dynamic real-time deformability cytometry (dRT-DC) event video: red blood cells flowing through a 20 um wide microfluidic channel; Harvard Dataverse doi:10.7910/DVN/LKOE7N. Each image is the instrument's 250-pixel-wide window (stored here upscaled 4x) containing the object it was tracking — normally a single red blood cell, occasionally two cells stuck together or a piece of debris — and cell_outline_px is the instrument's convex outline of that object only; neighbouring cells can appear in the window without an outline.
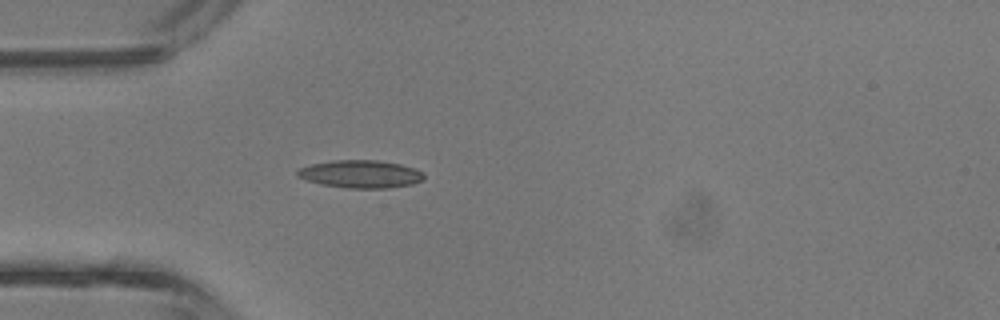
{"species": "common noctule bat (a hibernating species)", "species_latin": "Nyctalus noctula", "temperature_condition": "room temperature", "stored_images_in_passage": 32, "camera_frame_rate_fps": 3000, "um_per_image_px": 0.085, "animal": {"sex": "male", "body_mass_g": 13.3}, "frame": {"image": 1, "passage_image": 8, "time_ms": 2.333, "image_size_px": [1000, 320], "cell_outline_px": [[424, 180], [412, 184], [388, 188], [344, 188], [320, 184], [296, 176], [296, 172], [300, 168], [312, 164], [332, 160], [376, 160], [400, 164], [424, 172]], "centroid_in_image_um": [30.65, 14.8], "position_along_channel_um": 54.3, "area_um2": 20.46}}
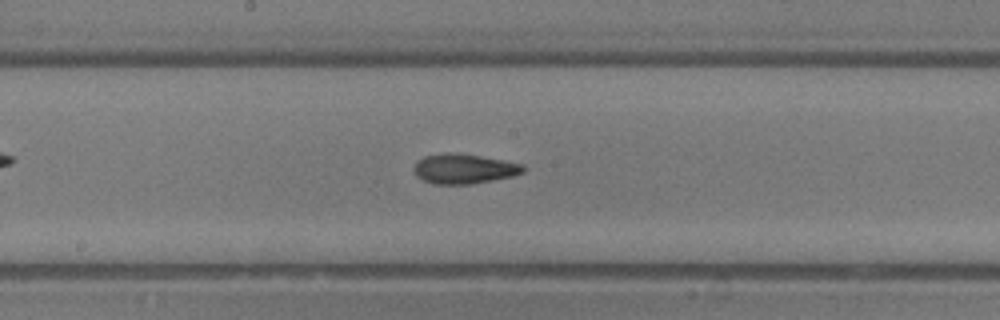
{"frame": {"image": 2, "passage_image": 18, "time_ms": 5.667, "image_size_px": [1000, 320], "cell_outline_px": [[524, 172], [512, 176], [472, 184], [432, 184], [416, 176], [412, 168], [416, 160], [424, 156], [448, 152], [452, 152], [480, 156], [524, 164]], "centroid_in_image_um": [39.39, 14.34], "position_along_channel_um": 208.8, "area_um2": 19.07}}
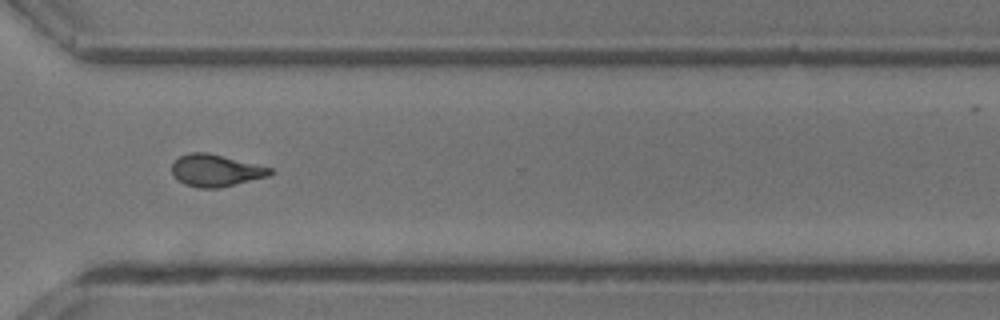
{"frame": {"image": 3, "passage_image": 27, "time_ms": 8.667, "image_size_px": [1000, 320], "cell_outline_px": [[272, 172], [268, 176], [220, 188], [200, 188], [184, 184], [176, 180], [172, 172], [172, 164], [180, 156], [188, 152], [208, 152], [272, 168]], "centroid_in_image_um": [18.3, 14.49], "position_along_channel_um": 352.3, "area_um2": 18.32}, "authors_computed_cell_mechanics": {"area_um2": 18.7561, "velocity_mm_per_s": 4.8032, "shape_relaxation_time_tau1_ms": 5.7518, "shape_relaxation_time_tau2_ms": 2.4705, "deformation_change_tau1": 0.2033, "deformation_change_tau2": 0.1051}}